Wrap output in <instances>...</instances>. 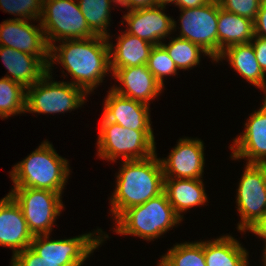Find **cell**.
I'll return each mask as SVG.
<instances>
[{"label":"cell","instance_id":"16","mask_svg":"<svg viewBox=\"0 0 266 266\" xmlns=\"http://www.w3.org/2000/svg\"><path fill=\"white\" fill-rule=\"evenodd\" d=\"M104 102L103 116L110 122L136 131H153L150 107L144 103L109 90Z\"/></svg>","mask_w":266,"mask_h":266},{"label":"cell","instance_id":"6","mask_svg":"<svg viewBox=\"0 0 266 266\" xmlns=\"http://www.w3.org/2000/svg\"><path fill=\"white\" fill-rule=\"evenodd\" d=\"M39 21L49 47L58 40L96 36L87 25L76 0H43Z\"/></svg>","mask_w":266,"mask_h":266},{"label":"cell","instance_id":"30","mask_svg":"<svg viewBox=\"0 0 266 266\" xmlns=\"http://www.w3.org/2000/svg\"><path fill=\"white\" fill-rule=\"evenodd\" d=\"M43 0H0V7L11 15L20 16L14 19L36 20L42 15Z\"/></svg>","mask_w":266,"mask_h":266},{"label":"cell","instance_id":"18","mask_svg":"<svg viewBox=\"0 0 266 266\" xmlns=\"http://www.w3.org/2000/svg\"><path fill=\"white\" fill-rule=\"evenodd\" d=\"M112 75L122 84L120 87L112 86V90L148 106L164 88L148 70L147 65L120 68Z\"/></svg>","mask_w":266,"mask_h":266},{"label":"cell","instance_id":"29","mask_svg":"<svg viewBox=\"0 0 266 266\" xmlns=\"http://www.w3.org/2000/svg\"><path fill=\"white\" fill-rule=\"evenodd\" d=\"M147 67L162 87H164V76L176 75L178 70L176 64L161 44L154 45L152 48Z\"/></svg>","mask_w":266,"mask_h":266},{"label":"cell","instance_id":"10","mask_svg":"<svg viewBox=\"0 0 266 266\" xmlns=\"http://www.w3.org/2000/svg\"><path fill=\"white\" fill-rule=\"evenodd\" d=\"M237 190V229L245 232L266 213V164L246 163Z\"/></svg>","mask_w":266,"mask_h":266},{"label":"cell","instance_id":"26","mask_svg":"<svg viewBox=\"0 0 266 266\" xmlns=\"http://www.w3.org/2000/svg\"><path fill=\"white\" fill-rule=\"evenodd\" d=\"M159 263L162 266H206L204 241L176 244L162 256Z\"/></svg>","mask_w":266,"mask_h":266},{"label":"cell","instance_id":"4","mask_svg":"<svg viewBox=\"0 0 266 266\" xmlns=\"http://www.w3.org/2000/svg\"><path fill=\"white\" fill-rule=\"evenodd\" d=\"M181 221L163 191L144 204L125 210L115 220L114 231L121 235H134L151 241Z\"/></svg>","mask_w":266,"mask_h":266},{"label":"cell","instance_id":"13","mask_svg":"<svg viewBox=\"0 0 266 266\" xmlns=\"http://www.w3.org/2000/svg\"><path fill=\"white\" fill-rule=\"evenodd\" d=\"M168 158H159L164 178L201 179L204 172V144L200 139L180 138Z\"/></svg>","mask_w":266,"mask_h":266},{"label":"cell","instance_id":"23","mask_svg":"<svg viewBox=\"0 0 266 266\" xmlns=\"http://www.w3.org/2000/svg\"><path fill=\"white\" fill-rule=\"evenodd\" d=\"M218 57L226 48L250 43L254 38V21L220 7L218 14Z\"/></svg>","mask_w":266,"mask_h":266},{"label":"cell","instance_id":"1","mask_svg":"<svg viewBox=\"0 0 266 266\" xmlns=\"http://www.w3.org/2000/svg\"><path fill=\"white\" fill-rule=\"evenodd\" d=\"M56 61L74 78L70 83L80 87L88 95L103 82L107 72L111 73L108 39L95 36L63 40L59 46L53 44L49 50L50 74Z\"/></svg>","mask_w":266,"mask_h":266},{"label":"cell","instance_id":"5","mask_svg":"<svg viewBox=\"0 0 266 266\" xmlns=\"http://www.w3.org/2000/svg\"><path fill=\"white\" fill-rule=\"evenodd\" d=\"M153 131H136L108 121L102 115L97 140L98 156L104 160H142L156 152Z\"/></svg>","mask_w":266,"mask_h":266},{"label":"cell","instance_id":"37","mask_svg":"<svg viewBox=\"0 0 266 266\" xmlns=\"http://www.w3.org/2000/svg\"><path fill=\"white\" fill-rule=\"evenodd\" d=\"M210 0H175V5L180 9H190L207 4Z\"/></svg>","mask_w":266,"mask_h":266},{"label":"cell","instance_id":"39","mask_svg":"<svg viewBox=\"0 0 266 266\" xmlns=\"http://www.w3.org/2000/svg\"><path fill=\"white\" fill-rule=\"evenodd\" d=\"M263 262H264V266H266V245H265V247H264V252H263Z\"/></svg>","mask_w":266,"mask_h":266},{"label":"cell","instance_id":"32","mask_svg":"<svg viewBox=\"0 0 266 266\" xmlns=\"http://www.w3.org/2000/svg\"><path fill=\"white\" fill-rule=\"evenodd\" d=\"M224 10L239 16L256 20L257 13L263 0H217Z\"/></svg>","mask_w":266,"mask_h":266},{"label":"cell","instance_id":"14","mask_svg":"<svg viewBox=\"0 0 266 266\" xmlns=\"http://www.w3.org/2000/svg\"><path fill=\"white\" fill-rule=\"evenodd\" d=\"M231 157L247 159V164H266V97L263 105L249 116L245 131L234 139Z\"/></svg>","mask_w":266,"mask_h":266},{"label":"cell","instance_id":"34","mask_svg":"<svg viewBox=\"0 0 266 266\" xmlns=\"http://www.w3.org/2000/svg\"><path fill=\"white\" fill-rule=\"evenodd\" d=\"M254 34L266 38V0H263L254 21Z\"/></svg>","mask_w":266,"mask_h":266},{"label":"cell","instance_id":"38","mask_svg":"<svg viewBox=\"0 0 266 266\" xmlns=\"http://www.w3.org/2000/svg\"><path fill=\"white\" fill-rule=\"evenodd\" d=\"M169 3L175 4V0H155L156 6L166 7V5Z\"/></svg>","mask_w":266,"mask_h":266},{"label":"cell","instance_id":"3","mask_svg":"<svg viewBox=\"0 0 266 266\" xmlns=\"http://www.w3.org/2000/svg\"><path fill=\"white\" fill-rule=\"evenodd\" d=\"M70 174L68 160L62 158L47 140L10 172L13 188H34L62 195Z\"/></svg>","mask_w":266,"mask_h":266},{"label":"cell","instance_id":"2","mask_svg":"<svg viewBox=\"0 0 266 266\" xmlns=\"http://www.w3.org/2000/svg\"><path fill=\"white\" fill-rule=\"evenodd\" d=\"M121 166L110 198L115 220L128 208L144 204L164 190V173L156 153L147 159L123 161Z\"/></svg>","mask_w":266,"mask_h":266},{"label":"cell","instance_id":"20","mask_svg":"<svg viewBox=\"0 0 266 266\" xmlns=\"http://www.w3.org/2000/svg\"><path fill=\"white\" fill-rule=\"evenodd\" d=\"M111 74L117 69L147 65L153 44L124 32L117 38L116 45L109 43Z\"/></svg>","mask_w":266,"mask_h":266},{"label":"cell","instance_id":"33","mask_svg":"<svg viewBox=\"0 0 266 266\" xmlns=\"http://www.w3.org/2000/svg\"><path fill=\"white\" fill-rule=\"evenodd\" d=\"M251 43L259 66L263 73L266 74V38L254 36Z\"/></svg>","mask_w":266,"mask_h":266},{"label":"cell","instance_id":"31","mask_svg":"<svg viewBox=\"0 0 266 266\" xmlns=\"http://www.w3.org/2000/svg\"><path fill=\"white\" fill-rule=\"evenodd\" d=\"M84 261H50L44 260L30 247L12 256L11 266H81Z\"/></svg>","mask_w":266,"mask_h":266},{"label":"cell","instance_id":"15","mask_svg":"<svg viewBox=\"0 0 266 266\" xmlns=\"http://www.w3.org/2000/svg\"><path fill=\"white\" fill-rule=\"evenodd\" d=\"M164 9L162 6H154L128 11L123 16L128 24L126 32L153 45H160L161 39L176 29V21L162 12Z\"/></svg>","mask_w":266,"mask_h":266},{"label":"cell","instance_id":"12","mask_svg":"<svg viewBox=\"0 0 266 266\" xmlns=\"http://www.w3.org/2000/svg\"><path fill=\"white\" fill-rule=\"evenodd\" d=\"M0 46L36 55L48 67L50 47L40 23L33 26L27 20L3 21L0 24Z\"/></svg>","mask_w":266,"mask_h":266},{"label":"cell","instance_id":"35","mask_svg":"<svg viewBox=\"0 0 266 266\" xmlns=\"http://www.w3.org/2000/svg\"><path fill=\"white\" fill-rule=\"evenodd\" d=\"M118 5L126 7L128 11L139 8H149L156 6L155 0H117Z\"/></svg>","mask_w":266,"mask_h":266},{"label":"cell","instance_id":"24","mask_svg":"<svg viewBox=\"0 0 266 266\" xmlns=\"http://www.w3.org/2000/svg\"><path fill=\"white\" fill-rule=\"evenodd\" d=\"M206 266H248V252L234 237L226 235L204 241Z\"/></svg>","mask_w":266,"mask_h":266},{"label":"cell","instance_id":"21","mask_svg":"<svg viewBox=\"0 0 266 266\" xmlns=\"http://www.w3.org/2000/svg\"><path fill=\"white\" fill-rule=\"evenodd\" d=\"M163 191L181 219H183L182 212L207 202L202 179L164 178Z\"/></svg>","mask_w":266,"mask_h":266},{"label":"cell","instance_id":"9","mask_svg":"<svg viewBox=\"0 0 266 266\" xmlns=\"http://www.w3.org/2000/svg\"><path fill=\"white\" fill-rule=\"evenodd\" d=\"M180 11L181 30L178 37L200 46L213 61H216L218 59V1L210 0L203 6L180 9Z\"/></svg>","mask_w":266,"mask_h":266},{"label":"cell","instance_id":"36","mask_svg":"<svg viewBox=\"0 0 266 266\" xmlns=\"http://www.w3.org/2000/svg\"><path fill=\"white\" fill-rule=\"evenodd\" d=\"M251 231L259 237L264 239L266 245V213L259 218L254 224H252L247 231Z\"/></svg>","mask_w":266,"mask_h":266},{"label":"cell","instance_id":"7","mask_svg":"<svg viewBox=\"0 0 266 266\" xmlns=\"http://www.w3.org/2000/svg\"><path fill=\"white\" fill-rule=\"evenodd\" d=\"M47 72L39 81L26 89V111L30 113H64L81 107L87 94L70 82L53 81Z\"/></svg>","mask_w":266,"mask_h":266},{"label":"cell","instance_id":"27","mask_svg":"<svg viewBox=\"0 0 266 266\" xmlns=\"http://www.w3.org/2000/svg\"><path fill=\"white\" fill-rule=\"evenodd\" d=\"M26 88L9 78H0V117L25 113Z\"/></svg>","mask_w":266,"mask_h":266},{"label":"cell","instance_id":"25","mask_svg":"<svg viewBox=\"0 0 266 266\" xmlns=\"http://www.w3.org/2000/svg\"><path fill=\"white\" fill-rule=\"evenodd\" d=\"M80 10L90 30L96 36L110 38L107 27L110 24L111 3L118 5L117 0H77Z\"/></svg>","mask_w":266,"mask_h":266},{"label":"cell","instance_id":"28","mask_svg":"<svg viewBox=\"0 0 266 266\" xmlns=\"http://www.w3.org/2000/svg\"><path fill=\"white\" fill-rule=\"evenodd\" d=\"M178 69L187 70L200 63L201 53L207 55L200 46L180 37L173 38L168 44L161 43Z\"/></svg>","mask_w":266,"mask_h":266},{"label":"cell","instance_id":"19","mask_svg":"<svg viewBox=\"0 0 266 266\" xmlns=\"http://www.w3.org/2000/svg\"><path fill=\"white\" fill-rule=\"evenodd\" d=\"M0 58L8 69V74H11V76L6 75L4 77L21 84L26 89L34 85L48 72V67L36 55L10 47L0 46Z\"/></svg>","mask_w":266,"mask_h":266},{"label":"cell","instance_id":"22","mask_svg":"<svg viewBox=\"0 0 266 266\" xmlns=\"http://www.w3.org/2000/svg\"><path fill=\"white\" fill-rule=\"evenodd\" d=\"M224 58L246 81L262 89L266 97V76L259 66L251 42L229 46L222 51L216 62Z\"/></svg>","mask_w":266,"mask_h":266},{"label":"cell","instance_id":"11","mask_svg":"<svg viewBox=\"0 0 266 266\" xmlns=\"http://www.w3.org/2000/svg\"><path fill=\"white\" fill-rule=\"evenodd\" d=\"M97 233H86L61 240H51L49 234L37 235L32 239L30 248L44 260L85 261L105 238H109L105 233L102 236L101 229H97Z\"/></svg>","mask_w":266,"mask_h":266},{"label":"cell","instance_id":"17","mask_svg":"<svg viewBox=\"0 0 266 266\" xmlns=\"http://www.w3.org/2000/svg\"><path fill=\"white\" fill-rule=\"evenodd\" d=\"M33 238L20 206L7 194L0 200V246L13 249L14 256L30 247Z\"/></svg>","mask_w":266,"mask_h":266},{"label":"cell","instance_id":"8","mask_svg":"<svg viewBox=\"0 0 266 266\" xmlns=\"http://www.w3.org/2000/svg\"><path fill=\"white\" fill-rule=\"evenodd\" d=\"M8 194L20 206L33 236L50 235L57 216L64 209L60 193L34 188H12Z\"/></svg>","mask_w":266,"mask_h":266}]
</instances>
